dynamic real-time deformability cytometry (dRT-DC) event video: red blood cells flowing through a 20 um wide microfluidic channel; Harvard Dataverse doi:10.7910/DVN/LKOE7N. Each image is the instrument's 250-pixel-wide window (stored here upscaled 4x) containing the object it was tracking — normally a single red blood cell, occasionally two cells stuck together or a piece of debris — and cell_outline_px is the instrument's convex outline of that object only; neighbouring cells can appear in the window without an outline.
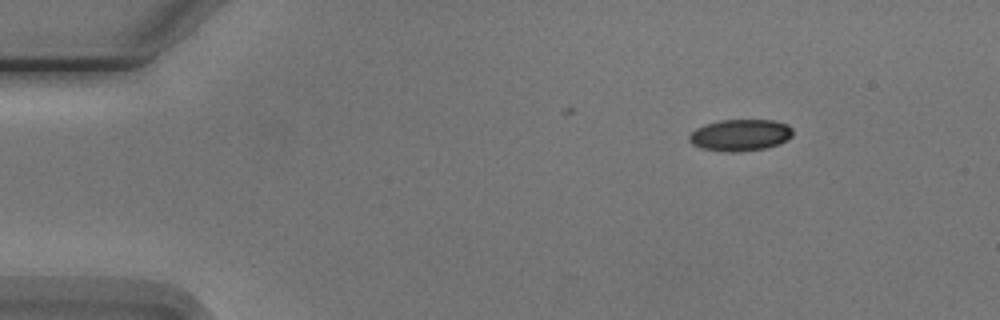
{"species": "Egyptian fruit bat (a non-hibernating species)", "species_latin": "Rousettus aegyptiacus", "temperature_condition": "cold", "stored_images_in_passage": 3, "camera_frame_rate_fps": 3000, "um_per_image_px": 0.085, "animal": {"sex": "male"}, "frame": {"image": 1, "passage_image": 1, "time_ms": 0.0, "image_size_px": [1000, 320], "cell_outline_px": [[792, 136], [788, 140], [780, 144], [768, 148], [740, 152], [724, 152], [700, 148], [692, 144], [688, 140], [688, 136], [696, 128], [704, 124], [720, 120], [776, 120], [788, 124], [792, 128]], "centroid_in_image_um": [62.93, 11.49], "position_along_channel_um": 22.1, "area_um2": 19.54}}